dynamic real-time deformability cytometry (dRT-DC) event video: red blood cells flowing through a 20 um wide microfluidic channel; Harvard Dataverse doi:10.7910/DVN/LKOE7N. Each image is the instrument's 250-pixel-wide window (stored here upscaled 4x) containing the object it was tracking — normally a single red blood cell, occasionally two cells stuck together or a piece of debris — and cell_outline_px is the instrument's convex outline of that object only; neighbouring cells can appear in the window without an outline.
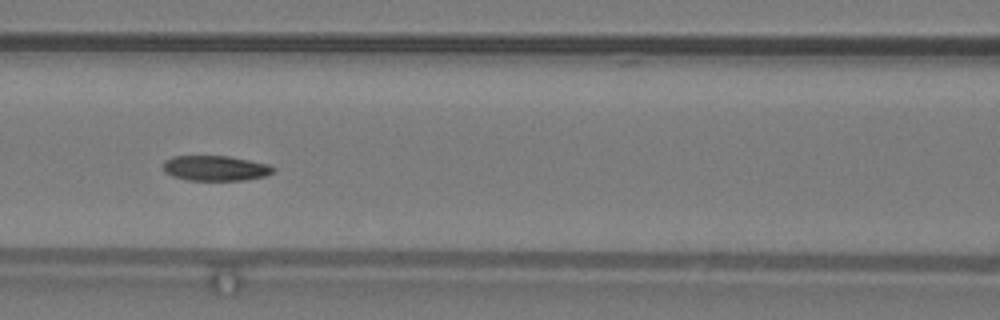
{"species": "common noctule bat (a hibernating species)", "species_latin": "Nyctalus noctula", "temperature_condition": "warm", "stored_images_in_passage": 31, "camera_frame_rate_fps": 3000, "um_per_image_px": 0.085, "animal": {"sex": "male", "body_mass_g": 19.2, "forearm_length_mm": 51.8}, "frame": {"image": 1, "passage_image": 10, "time_ms": 3.0, "image_size_px": [1000, 320], "cell_outline_px": [[276, 168], [272, 172], [264, 176], [244, 180], [188, 180], [172, 176], [164, 172], [164, 160], [172, 156], [228, 156], [268, 164]], "centroid_in_image_um": [18.28, 14.29], "position_along_channel_um": 148.3, "area_um2": 16.07}, "authors_computed_cell_mechanics": {"area_um2": 17.051, "velocity_mm_per_s": 4.0016, "shape_relaxation_time_tau1_ms": 3.8584, "shape_relaxation_time_tau2_ms": 3.4991, "deformation_change_tau1": 0.1214, "deformation_change_tau2": 0.0723}}